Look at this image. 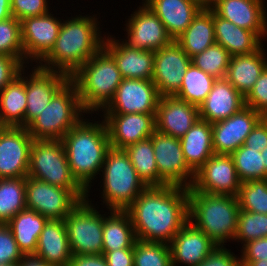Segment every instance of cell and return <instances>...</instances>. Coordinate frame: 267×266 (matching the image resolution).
I'll list each match as a JSON object with an SVG mask.
<instances>
[{
	"label": "cell",
	"mask_w": 267,
	"mask_h": 266,
	"mask_svg": "<svg viewBox=\"0 0 267 266\" xmlns=\"http://www.w3.org/2000/svg\"><path fill=\"white\" fill-rule=\"evenodd\" d=\"M12 17L10 1H0V21Z\"/></svg>",
	"instance_id": "54"
},
{
	"label": "cell",
	"mask_w": 267,
	"mask_h": 266,
	"mask_svg": "<svg viewBox=\"0 0 267 266\" xmlns=\"http://www.w3.org/2000/svg\"><path fill=\"white\" fill-rule=\"evenodd\" d=\"M26 207L48 220H64L81 202L70 189L45 183L33 177H25Z\"/></svg>",
	"instance_id": "11"
},
{
	"label": "cell",
	"mask_w": 267,
	"mask_h": 266,
	"mask_svg": "<svg viewBox=\"0 0 267 266\" xmlns=\"http://www.w3.org/2000/svg\"><path fill=\"white\" fill-rule=\"evenodd\" d=\"M139 178L147 187L158 186V169L154 157L152 139L138 141L125 149Z\"/></svg>",
	"instance_id": "35"
},
{
	"label": "cell",
	"mask_w": 267,
	"mask_h": 266,
	"mask_svg": "<svg viewBox=\"0 0 267 266\" xmlns=\"http://www.w3.org/2000/svg\"><path fill=\"white\" fill-rule=\"evenodd\" d=\"M240 249L241 262L267 260V237L249 241Z\"/></svg>",
	"instance_id": "48"
},
{
	"label": "cell",
	"mask_w": 267,
	"mask_h": 266,
	"mask_svg": "<svg viewBox=\"0 0 267 266\" xmlns=\"http://www.w3.org/2000/svg\"><path fill=\"white\" fill-rule=\"evenodd\" d=\"M200 5L202 8H209L212 6L214 0H192Z\"/></svg>",
	"instance_id": "56"
},
{
	"label": "cell",
	"mask_w": 267,
	"mask_h": 266,
	"mask_svg": "<svg viewBox=\"0 0 267 266\" xmlns=\"http://www.w3.org/2000/svg\"><path fill=\"white\" fill-rule=\"evenodd\" d=\"M83 117L61 139L65 149L70 171L76 181L87 191L101 174L107 152L111 149L105 121H93ZM93 121V122H90ZM93 181V182H92Z\"/></svg>",
	"instance_id": "3"
},
{
	"label": "cell",
	"mask_w": 267,
	"mask_h": 266,
	"mask_svg": "<svg viewBox=\"0 0 267 266\" xmlns=\"http://www.w3.org/2000/svg\"><path fill=\"white\" fill-rule=\"evenodd\" d=\"M109 212L104 213L102 252L134 248L137 239L129 213L126 210Z\"/></svg>",
	"instance_id": "34"
},
{
	"label": "cell",
	"mask_w": 267,
	"mask_h": 266,
	"mask_svg": "<svg viewBox=\"0 0 267 266\" xmlns=\"http://www.w3.org/2000/svg\"><path fill=\"white\" fill-rule=\"evenodd\" d=\"M0 55L14 57L25 66L21 21L13 16L0 21Z\"/></svg>",
	"instance_id": "42"
},
{
	"label": "cell",
	"mask_w": 267,
	"mask_h": 266,
	"mask_svg": "<svg viewBox=\"0 0 267 266\" xmlns=\"http://www.w3.org/2000/svg\"><path fill=\"white\" fill-rule=\"evenodd\" d=\"M20 266H51L47 264L41 258L35 255H24L22 260L20 261Z\"/></svg>",
	"instance_id": "53"
},
{
	"label": "cell",
	"mask_w": 267,
	"mask_h": 266,
	"mask_svg": "<svg viewBox=\"0 0 267 266\" xmlns=\"http://www.w3.org/2000/svg\"><path fill=\"white\" fill-rule=\"evenodd\" d=\"M27 176L70 189L81 200L87 198V191L70 171L62 140L34 139Z\"/></svg>",
	"instance_id": "8"
},
{
	"label": "cell",
	"mask_w": 267,
	"mask_h": 266,
	"mask_svg": "<svg viewBox=\"0 0 267 266\" xmlns=\"http://www.w3.org/2000/svg\"><path fill=\"white\" fill-rule=\"evenodd\" d=\"M239 180L265 179V166L261 151L246 147L244 144L231 154Z\"/></svg>",
	"instance_id": "38"
},
{
	"label": "cell",
	"mask_w": 267,
	"mask_h": 266,
	"mask_svg": "<svg viewBox=\"0 0 267 266\" xmlns=\"http://www.w3.org/2000/svg\"><path fill=\"white\" fill-rule=\"evenodd\" d=\"M266 0H214L210 7L219 17L236 26L267 37ZM264 37V38H263Z\"/></svg>",
	"instance_id": "21"
},
{
	"label": "cell",
	"mask_w": 267,
	"mask_h": 266,
	"mask_svg": "<svg viewBox=\"0 0 267 266\" xmlns=\"http://www.w3.org/2000/svg\"><path fill=\"white\" fill-rule=\"evenodd\" d=\"M26 81L17 76L0 90V126L25 127Z\"/></svg>",
	"instance_id": "32"
},
{
	"label": "cell",
	"mask_w": 267,
	"mask_h": 266,
	"mask_svg": "<svg viewBox=\"0 0 267 266\" xmlns=\"http://www.w3.org/2000/svg\"><path fill=\"white\" fill-rule=\"evenodd\" d=\"M244 145L262 151L267 146V118L263 117L247 136Z\"/></svg>",
	"instance_id": "50"
},
{
	"label": "cell",
	"mask_w": 267,
	"mask_h": 266,
	"mask_svg": "<svg viewBox=\"0 0 267 266\" xmlns=\"http://www.w3.org/2000/svg\"><path fill=\"white\" fill-rule=\"evenodd\" d=\"M236 197L240 210L267 214V179L242 182Z\"/></svg>",
	"instance_id": "40"
},
{
	"label": "cell",
	"mask_w": 267,
	"mask_h": 266,
	"mask_svg": "<svg viewBox=\"0 0 267 266\" xmlns=\"http://www.w3.org/2000/svg\"><path fill=\"white\" fill-rule=\"evenodd\" d=\"M241 266H267V260H259L252 262H241Z\"/></svg>",
	"instance_id": "55"
},
{
	"label": "cell",
	"mask_w": 267,
	"mask_h": 266,
	"mask_svg": "<svg viewBox=\"0 0 267 266\" xmlns=\"http://www.w3.org/2000/svg\"><path fill=\"white\" fill-rule=\"evenodd\" d=\"M101 199L108 210H126L147 188L124 150L111 148L101 168ZM103 177V178H102Z\"/></svg>",
	"instance_id": "6"
},
{
	"label": "cell",
	"mask_w": 267,
	"mask_h": 266,
	"mask_svg": "<svg viewBox=\"0 0 267 266\" xmlns=\"http://www.w3.org/2000/svg\"><path fill=\"white\" fill-rule=\"evenodd\" d=\"M197 266H241V260L225 246H217Z\"/></svg>",
	"instance_id": "47"
},
{
	"label": "cell",
	"mask_w": 267,
	"mask_h": 266,
	"mask_svg": "<svg viewBox=\"0 0 267 266\" xmlns=\"http://www.w3.org/2000/svg\"><path fill=\"white\" fill-rule=\"evenodd\" d=\"M33 141L25 127L0 126V179L27 177Z\"/></svg>",
	"instance_id": "13"
},
{
	"label": "cell",
	"mask_w": 267,
	"mask_h": 266,
	"mask_svg": "<svg viewBox=\"0 0 267 266\" xmlns=\"http://www.w3.org/2000/svg\"><path fill=\"white\" fill-rule=\"evenodd\" d=\"M103 48L114 58L123 78L152 80L155 51L140 50L107 34Z\"/></svg>",
	"instance_id": "22"
},
{
	"label": "cell",
	"mask_w": 267,
	"mask_h": 266,
	"mask_svg": "<svg viewBox=\"0 0 267 266\" xmlns=\"http://www.w3.org/2000/svg\"><path fill=\"white\" fill-rule=\"evenodd\" d=\"M215 80L216 78L191 63L175 97L199 107L207 98Z\"/></svg>",
	"instance_id": "36"
},
{
	"label": "cell",
	"mask_w": 267,
	"mask_h": 266,
	"mask_svg": "<svg viewBox=\"0 0 267 266\" xmlns=\"http://www.w3.org/2000/svg\"><path fill=\"white\" fill-rule=\"evenodd\" d=\"M128 16L127 36L123 42L140 50L157 51L169 44L173 39L167 33L162 21L143 2L133 14Z\"/></svg>",
	"instance_id": "18"
},
{
	"label": "cell",
	"mask_w": 267,
	"mask_h": 266,
	"mask_svg": "<svg viewBox=\"0 0 267 266\" xmlns=\"http://www.w3.org/2000/svg\"><path fill=\"white\" fill-rule=\"evenodd\" d=\"M239 211L236 196L207 194L188 188V221L217 246L234 240Z\"/></svg>",
	"instance_id": "4"
},
{
	"label": "cell",
	"mask_w": 267,
	"mask_h": 266,
	"mask_svg": "<svg viewBox=\"0 0 267 266\" xmlns=\"http://www.w3.org/2000/svg\"><path fill=\"white\" fill-rule=\"evenodd\" d=\"M98 19L94 14L63 19L53 48L37 65L71 77L103 48L106 33L102 34Z\"/></svg>",
	"instance_id": "2"
},
{
	"label": "cell",
	"mask_w": 267,
	"mask_h": 266,
	"mask_svg": "<svg viewBox=\"0 0 267 266\" xmlns=\"http://www.w3.org/2000/svg\"><path fill=\"white\" fill-rule=\"evenodd\" d=\"M160 95L152 80L127 79L116 89L103 114H156Z\"/></svg>",
	"instance_id": "12"
},
{
	"label": "cell",
	"mask_w": 267,
	"mask_h": 266,
	"mask_svg": "<svg viewBox=\"0 0 267 266\" xmlns=\"http://www.w3.org/2000/svg\"><path fill=\"white\" fill-rule=\"evenodd\" d=\"M137 240L169 244L188 222V188L147 187L126 209Z\"/></svg>",
	"instance_id": "1"
},
{
	"label": "cell",
	"mask_w": 267,
	"mask_h": 266,
	"mask_svg": "<svg viewBox=\"0 0 267 266\" xmlns=\"http://www.w3.org/2000/svg\"><path fill=\"white\" fill-rule=\"evenodd\" d=\"M261 154L265 166V179H267V146L261 151Z\"/></svg>",
	"instance_id": "57"
},
{
	"label": "cell",
	"mask_w": 267,
	"mask_h": 266,
	"mask_svg": "<svg viewBox=\"0 0 267 266\" xmlns=\"http://www.w3.org/2000/svg\"><path fill=\"white\" fill-rule=\"evenodd\" d=\"M86 198L65 217L72 255L102 254L104 214Z\"/></svg>",
	"instance_id": "9"
},
{
	"label": "cell",
	"mask_w": 267,
	"mask_h": 266,
	"mask_svg": "<svg viewBox=\"0 0 267 266\" xmlns=\"http://www.w3.org/2000/svg\"><path fill=\"white\" fill-rule=\"evenodd\" d=\"M150 138L158 169V186L175 185L191 188L195 172L185 161L180 139L158 131Z\"/></svg>",
	"instance_id": "10"
},
{
	"label": "cell",
	"mask_w": 267,
	"mask_h": 266,
	"mask_svg": "<svg viewBox=\"0 0 267 266\" xmlns=\"http://www.w3.org/2000/svg\"><path fill=\"white\" fill-rule=\"evenodd\" d=\"M215 42L231 56L250 54L259 50L263 40L254 32L236 26L213 11Z\"/></svg>",
	"instance_id": "29"
},
{
	"label": "cell",
	"mask_w": 267,
	"mask_h": 266,
	"mask_svg": "<svg viewBox=\"0 0 267 266\" xmlns=\"http://www.w3.org/2000/svg\"><path fill=\"white\" fill-rule=\"evenodd\" d=\"M111 148L123 150L138 141L150 138L156 131L155 114H102Z\"/></svg>",
	"instance_id": "20"
},
{
	"label": "cell",
	"mask_w": 267,
	"mask_h": 266,
	"mask_svg": "<svg viewBox=\"0 0 267 266\" xmlns=\"http://www.w3.org/2000/svg\"><path fill=\"white\" fill-rule=\"evenodd\" d=\"M50 0H10L11 15L19 21L24 18L40 16L50 10Z\"/></svg>",
	"instance_id": "45"
},
{
	"label": "cell",
	"mask_w": 267,
	"mask_h": 266,
	"mask_svg": "<svg viewBox=\"0 0 267 266\" xmlns=\"http://www.w3.org/2000/svg\"><path fill=\"white\" fill-rule=\"evenodd\" d=\"M24 67L18 59L0 55V90L19 76Z\"/></svg>",
	"instance_id": "49"
},
{
	"label": "cell",
	"mask_w": 267,
	"mask_h": 266,
	"mask_svg": "<svg viewBox=\"0 0 267 266\" xmlns=\"http://www.w3.org/2000/svg\"><path fill=\"white\" fill-rule=\"evenodd\" d=\"M25 208V177L0 179V224H7Z\"/></svg>",
	"instance_id": "37"
},
{
	"label": "cell",
	"mask_w": 267,
	"mask_h": 266,
	"mask_svg": "<svg viewBox=\"0 0 267 266\" xmlns=\"http://www.w3.org/2000/svg\"><path fill=\"white\" fill-rule=\"evenodd\" d=\"M267 237V214L239 211L237 232L233 241L240 242L241 245Z\"/></svg>",
	"instance_id": "43"
},
{
	"label": "cell",
	"mask_w": 267,
	"mask_h": 266,
	"mask_svg": "<svg viewBox=\"0 0 267 266\" xmlns=\"http://www.w3.org/2000/svg\"><path fill=\"white\" fill-rule=\"evenodd\" d=\"M79 101L86 114L96 115L114 97L123 80L114 58L102 48L84 63L71 77Z\"/></svg>",
	"instance_id": "5"
},
{
	"label": "cell",
	"mask_w": 267,
	"mask_h": 266,
	"mask_svg": "<svg viewBox=\"0 0 267 266\" xmlns=\"http://www.w3.org/2000/svg\"><path fill=\"white\" fill-rule=\"evenodd\" d=\"M240 185L231 155L213 154L195 172L191 187L207 194L237 196Z\"/></svg>",
	"instance_id": "17"
},
{
	"label": "cell",
	"mask_w": 267,
	"mask_h": 266,
	"mask_svg": "<svg viewBox=\"0 0 267 266\" xmlns=\"http://www.w3.org/2000/svg\"><path fill=\"white\" fill-rule=\"evenodd\" d=\"M176 41L190 58L215 44L213 10L201 8Z\"/></svg>",
	"instance_id": "31"
},
{
	"label": "cell",
	"mask_w": 267,
	"mask_h": 266,
	"mask_svg": "<svg viewBox=\"0 0 267 266\" xmlns=\"http://www.w3.org/2000/svg\"><path fill=\"white\" fill-rule=\"evenodd\" d=\"M180 141L185 161L194 172L214 154L212 127L207 121L199 119Z\"/></svg>",
	"instance_id": "30"
},
{
	"label": "cell",
	"mask_w": 267,
	"mask_h": 266,
	"mask_svg": "<svg viewBox=\"0 0 267 266\" xmlns=\"http://www.w3.org/2000/svg\"><path fill=\"white\" fill-rule=\"evenodd\" d=\"M245 105L267 118V66L245 96Z\"/></svg>",
	"instance_id": "44"
},
{
	"label": "cell",
	"mask_w": 267,
	"mask_h": 266,
	"mask_svg": "<svg viewBox=\"0 0 267 266\" xmlns=\"http://www.w3.org/2000/svg\"><path fill=\"white\" fill-rule=\"evenodd\" d=\"M23 256L10 227L0 224V263H18Z\"/></svg>",
	"instance_id": "46"
},
{
	"label": "cell",
	"mask_w": 267,
	"mask_h": 266,
	"mask_svg": "<svg viewBox=\"0 0 267 266\" xmlns=\"http://www.w3.org/2000/svg\"><path fill=\"white\" fill-rule=\"evenodd\" d=\"M85 113L76 85L69 80L26 128L33 139L61 140Z\"/></svg>",
	"instance_id": "7"
},
{
	"label": "cell",
	"mask_w": 267,
	"mask_h": 266,
	"mask_svg": "<svg viewBox=\"0 0 267 266\" xmlns=\"http://www.w3.org/2000/svg\"><path fill=\"white\" fill-rule=\"evenodd\" d=\"M134 266H172L170 246L164 242L134 243Z\"/></svg>",
	"instance_id": "41"
},
{
	"label": "cell",
	"mask_w": 267,
	"mask_h": 266,
	"mask_svg": "<svg viewBox=\"0 0 267 266\" xmlns=\"http://www.w3.org/2000/svg\"><path fill=\"white\" fill-rule=\"evenodd\" d=\"M34 255L51 266H69L72 252L64 220L47 221Z\"/></svg>",
	"instance_id": "27"
},
{
	"label": "cell",
	"mask_w": 267,
	"mask_h": 266,
	"mask_svg": "<svg viewBox=\"0 0 267 266\" xmlns=\"http://www.w3.org/2000/svg\"><path fill=\"white\" fill-rule=\"evenodd\" d=\"M0 266H20V262H18V263H0Z\"/></svg>",
	"instance_id": "58"
},
{
	"label": "cell",
	"mask_w": 267,
	"mask_h": 266,
	"mask_svg": "<svg viewBox=\"0 0 267 266\" xmlns=\"http://www.w3.org/2000/svg\"><path fill=\"white\" fill-rule=\"evenodd\" d=\"M134 248H124L115 251L102 252L108 266H134Z\"/></svg>",
	"instance_id": "51"
},
{
	"label": "cell",
	"mask_w": 267,
	"mask_h": 266,
	"mask_svg": "<svg viewBox=\"0 0 267 266\" xmlns=\"http://www.w3.org/2000/svg\"><path fill=\"white\" fill-rule=\"evenodd\" d=\"M47 221L36 211L25 208L7 223L23 255L35 254L39 236Z\"/></svg>",
	"instance_id": "33"
},
{
	"label": "cell",
	"mask_w": 267,
	"mask_h": 266,
	"mask_svg": "<svg viewBox=\"0 0 267 266\" xmlns=\"http://www.w3.org/2000/svg\"><path fill=\"white\" fill-rule=\"evenodd\" d=\"M263 117L245 106L225 120L211 124L214 154L231 155L242 146L256 124Z\"/></svg>",
	"instance_id": "19"
},
{
	"label": "cell",
	"mask_w": 267,
	"mask_h": 266,
	"mask_svg": "<svg viewBox=\"0 0 267 266\" xmlns=\"http://www.w3.org/2000/svg\"><path fill=\"white\" fill-rule=\"evenodd\" d=\"M245 106V97L225 78L216 79L199 106V117L212 124L229 118Z\"/></svg>",
	"instance_id": "25"
},
{
	"label": "cell",
	"mask_w": 267,
	"mask_h": 266,
	"mask_svg": "<svg viewBox=\"0 0 267 266\" xmlns=\"http://www.w3.org/2000/svg\"><path fill=\"white\" fill-rule=\"evenodd\" d=\"M51 11L44 15L24 18L21 21L22 43L27 64H38L53 48L62 25L60 17ZM30 60V61H29ZM27 63V64H26Z\"/></svg>",
	"instance_id": "14"
},
{
	"label": "cell",
	"mask_w": 267,
	"mask_h": 266,
	"mask_svg": "<svg viewBox=\"0 0 267 266\" xmlns=\"http://www.w3.org/2000/svg\"><path fill=\"white\" fill-rule=\"evenodd\" d=\"M33 66L30 74L25 67L20 71L26 81L25 128L40 115L54 95L70 80L69 76L61 72L46 70L37 64Z\"/></svg>",
	"instance_id": "16"
},
{
	"label": "cell",
	"mask_w": 267,
	"mask_h": 266,
	"mask_svg": "<svg viewBox=\"0 0 267 266\" xmlns=\"http://www.w3.org/2000/svg\"><path fill=\"white\" fill-rule=\"evenodd\" d=\"M265 51L262 46L250 54L231 56L225 79L244 97L267 66Z\"/></svg>",
	"instance_id": "28"
},
{
	"label": "cell",
	"mask_w": 267,
	"mask_h": 266,
	"mask_svg": "<svg viewBox=\"0 0 267 266\" xmlns=\"http://www.w3.org/2000/svg\"><path fill=\"white\" fill-rule=\"evenodd\" d=\"M230 59L229 52L215 43L203 52L192 56L191 63L214 78L221 79L226 76Z\"/></svg>",
	"instance_id": "39"
},
{
	"label": "cell",
	"mask_w": 267,
	"mask_h": 266,
	"mask_svg": "<svg viewBox=\"0 0 267 266\" xmlns=\"http://www.w3.org/2000/svg\"><path fill=\"white\" fill-rule=\"evenodd\" d=\"M172 266H197L217 245L188 221L169 243Z\"/></svg>",
	"instance_id": "24"
},
{
	"label": "cell",
	"mask_w": 267,
	"mask_h": 266,
	"mask_svg": "<svg viewBox=\"0 0 267 266\" xmlns=\"http://www.w3.org/2000/svg\"><path fill=\"white\" fill-rule=\"evenodd\" d=\"M199 119V107L175 96L160 97L155 114L156 131L180 139Z\"/></svg>",
	"instance_id": "23"
},
{
	"label": "cell",
	"mask_w": 267,
	"mask_h": 266,
	"mask_svg": "<svg viewBox=\"0 0 267 266\" xmlns=\"http://www.w3.org/2000/svg\"><path fill=\"white\" fill-rule=\"evenodd\" d=\"M142 2L158 16L173 40L187 29L202 8L192 0H142Z\"/></svg>",
	"instance_id": "26"
},
{
	"label": "cell",
	"mask_w": 267,
	"mask_h": 266,
	"mask_svg": "<svg viewBox=\"0 0 267 266\" xmlns=\"http://www.w3.org/2000/svg\"><path fill=\"white\" fill-rule=\"evenodd\" d=\"M190 64L191 58L176 40L155 51L152 81L160 97L178 93Z\"/></svg>",
	"instance_id": "15"
},
{
	"label": "cell",
	"mask_w": 267,
	"mask_h": 266,
	"mask_svg": "<svg viewBox=\"0 0 267 266\" xmlns=\"http://www.w3.org/2000/svg\"><path fill=\"white\" fill-rule=\"evenodd\" d=\"M69 266H108L103 254L72 255Z\"/></svg>",
	"instance_id": "52"
}]
</instances>
